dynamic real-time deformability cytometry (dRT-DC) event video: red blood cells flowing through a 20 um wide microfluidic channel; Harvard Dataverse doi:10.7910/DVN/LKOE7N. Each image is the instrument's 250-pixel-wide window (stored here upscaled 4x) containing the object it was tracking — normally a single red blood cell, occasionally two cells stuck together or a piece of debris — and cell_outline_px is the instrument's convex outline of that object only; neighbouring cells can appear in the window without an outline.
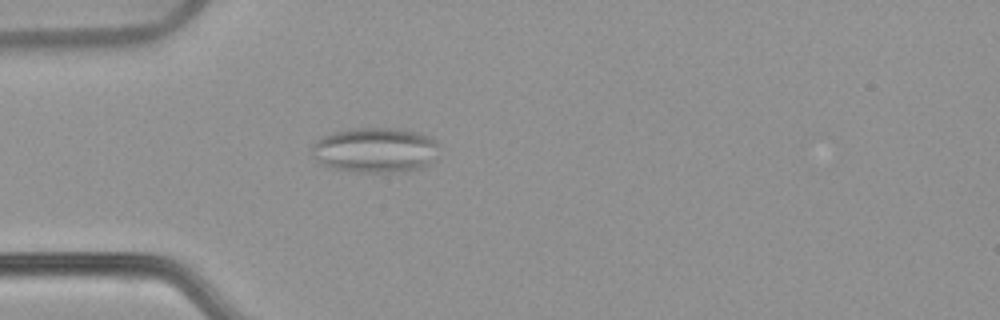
{"species": "common noctule bat (a hibernating species)", "species_latin": "Nyctalus noctula", "temperature_condition": "warm", "stored_images_in_passage": 52, "camera_frame_rate_fps": 3000, "um_per_image_px": 0.085, "animal": {"sex": "female", "body_mass_g": 22.7, "forearm_length_mm": 54.2}, "frame": {"image": 1, "passage_image": 14, "time_ms": 4.333, "image_size_px": [1000, 320], "cell_outline_px": [[436, 144], [428, 164], [420, 168], [388, 172], [360, 172], [332, 168], [324, 164], [316, 156], [312, 148], [312, 144], [324, 136], [336, 132], [352, 128], [396, 128], [416, 132], [428, 136], [436, 140]], "centroid_in_image_um": [31.86, 12.74], "position_along_channel_um": 53.1, "area_um2": 32.37}}
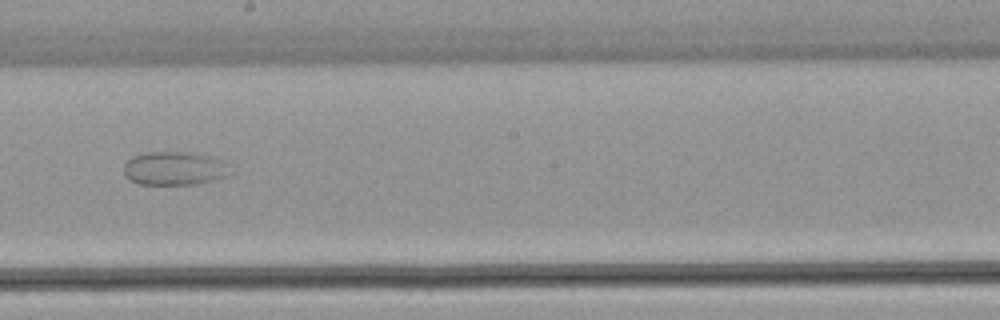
{"frame": {"image": 2, "passage_image": 29, "time_ms": 9.333, "image_size_px": [1000, 320], "cell_outline_px": [[228, 164], [224, 176], [212, 180], [196, 184], [140, 184], [128, 180], [124, 176], [124, 164], [132, 156], [148, 152], [188, 152], [208, 156], [220, 160]], "centroid_in_image_um": [14.72, 14.31], "position_along_channel_um": 233.5, "area_um2": 20.46}}
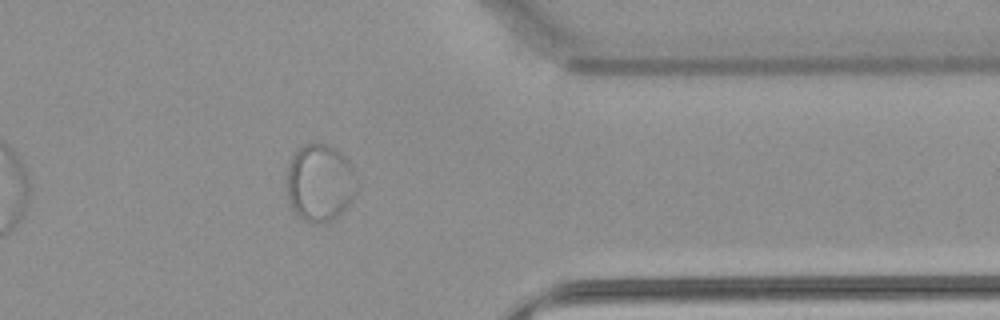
{"frame": {"image": 3, "passage_image": 42, "time_ms": 13.667, "image_size_px": [1000, 320], "cell_outline_px": [[352, 172], [348, 204], [340, 216], [324, 224], [312, 224], [300, 220], [296, 216], [288, 200], [284, 172], [292, 156], [304, 144], [328, 144], [336, 148], [344, 156], [352, 168]], "centroid_in_image_um": [27.05, 15.58], "position_along_channel_um": 384.4, "area_um2": 31.33}}